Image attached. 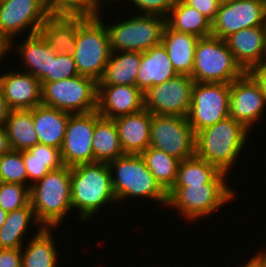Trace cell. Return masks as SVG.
<instances>
[{
  "mask_svg": "<svg viewBox=\"0 0 266 267\" xmlns=\"http://www.w3.org/2000/svg\"><path fill=\"white\" fill-rule=\"evenodd\" d=\"M70 181L72 210H79L81 222L92 220L104 205L117 202L107 163L93 162L70 167Z\"/></svg>",
  "mask_w": 266,
  "mask_h": 267,
  "instance_id": "obj_1",
  "label": "cell"
},
{
  "mask_svg": "<svg viewBox=\"0 0 266 267\" xmlns=\"http://www.w3.org/2000/svg\"><path fill=\"white\" fill-rule=\"evenodd\" d=\"M249 131L242 123L228 116L196 133L195 156L229 175L246 146Z\"/></svg>",
  "mask_w": 266,
  "mask_h": 267,
  "instance_id": "obj_2",
  "label": "cell"
},
{
  "mask_svg": "<svg viewBox=\"0 0 266 267\" xmlns=\"http://www.w3.org/2000/svg\"><path fill=\"white\" fill-rule=\"evenodd\" d=\"M30 204L43 228L60 227L72 211L70 167L49 171L30 186Z\"/></svg>",
  "mask_w": 266,
  "mask_h": 267,
  "instance_id": "obj_3",
  "label": "cell"
},
{
  "mask_svg": "<svg viewBox=\"0 0 266 267\" xmlns=\"http://www.w3.org/2000/svg\"><path fill=\"white\" fill-rule=\"evenodd\" d=\"M107 164L117 203L128 197H142L167 205L168 193L151 174L141 155L124 154Z\"/></svg>",
  "mask_w": 266,
  "mask_h": 267,
  "instance_id": "obj_4",
  "label": "cell"
},
{
  "mask_svg": "<svg viewBox=\"0 0 266 267\" xmlns=\"http://www.w3.org/2000/svg\"><path fill=\"white\" fill-rule=\"evenodd\" d=\"M245 73L225 40L212 35L199 38L191 74L194 82L230 84Z\"/></svg>",
  "mask_w": 266,
  "mask_h": 267,
  "instance_id": "obj_5",
  "label": "cell"
},
{
  "mask_svg": "<svg viewBox=\"0 0 266 267\" xmlns=\"http://www.w3.org/2000/svg\"><path fill=\"white\" fill-rule=\"evenodd\" d=\"M101 17V14L98 17H88L79 26L75 50L72 52L79 75L93 78L97 82L104 75L111 53L108 30L104 17Z\"/></svg>",
  "mask_w": 266,
  "mask_h": 267,
  "instance_id": "obj_6",
  "label": "cell"
},
{
  "mask_svg": "<svg viewBox=\"0 0 266 267\" xmlns=\"http://www.w3.org/2000/svg\"><path fill=\"white\" fill-rule=\"evenodd\" d=\"M235 194L229 184L173 186L168 192L166 207L175 208L189 222L196 221L235 200Z\"/></svg>",
  "mask_w": 266,
  "mask_h": 267,
  "instance_id": "obj_7",
  "label": "cell"
},
{
  "mask_svg": "<svg viewBox=\"0 0 266 267\" xmlns=\"http://www.w3.org/2000/svg\"><path fill=\"white\" fill-rule=\"evenodd\" d=\"M124 20L105 25L111 52H145L161 44L166 18L136 14Z\"/></svg>",
  "mask_w": 266,
  "mask_h": 267,
  "instance_id": "obj_8",
  "label": "cell"
},
{
  "mask_svg": "<svg viewBox=\"0 0 266 267\" xmlns=\"http://www.w3.org/2000/svg\"><path fill=\"white\" fill-rule=\"evenodd\" d=\"M42 104L70 114L97 110L98 82L86 76H73L54 82H41Z\"/></svg>",
  "mask_w": 266,
  "mask_h": 267,
  "instance_id": "obj_9",
  "label": "cell"
},
{
  "mask_svg": "<svg viewBox=\"0 0 266 267\" xmlns=\"http://www.w3.org/2000/svg\"><path fill=\"white\" fill-rule=\"evenodd\" d=\"M229 107L230 84L195 82L186 118L196 134L228 117Z\"/></svg>",
  "mask_w": 266,
  "mask_h": 267,
  "instance_id": "obj_10",
  "label": "cell"
},
{
  "mask_svg": "<svg viewBox=\"0 0 266 267\" xmlns=\"http://www.w3.org/2000/svg\"><path fill=\"white\" fill-rule=\"evenodd\" d=\"M196 134L186 117L152 114L150 146L178 160L195 156Z\"/></svg>",
  "mask_w": 266,
  "mask_h": 267,
  "instance_id": "obj_11",
  "label": "cell"
},
{
  "mask_svg": "<svg viewBox=\"0 0 266 267\" xmlns=\"http://www.w3.org/2000/svg\"><path fill=\"white\" fill-rule=\"evenodd\" d=\"M49 16L44 0H0V34L11 42L14 50L15 37L26 29L28 35L39 33Z\"/></svg>",
  "mask_w": 266,
  "mask_h": 267,
  "instance_id": "obj_12",
  "label": "cell"
},
{
  "mask_svg": "<svg viewBox=\"0 0 266 267\" xmlns=\"http://www.w3.org/2000/svg\"><path fill=\"white\" fill-rule=\"evenodd\" d=\"M194 80L188 75H177L144 93V108L151 114L187 117Z\"/></svg>",
  "mask_w": 266,
  "mask_h": 267,
  "instance_id": "obj_13",
  "label": "cell"
},
{
  "mask_svg": "<svg viewBox=\"0 0 266 267\" xmlns=\"http://www.w3.org/2000/svg\"><path fill=\"white\" fill-rule=\"evenodd\" d=\"M98 111L71 114L64 135L61 155L64 165L74 167L93 163V133Z\"/></svg>",
  "mask_w": 266,
  "mask_h": 267,
  "instance_id": "obj_14",
  "label": "cell"
},
{
  "mask_svg": "<svg viewBox=\"0 0 266 267\" xmlns=\"http://www.w3.org/2000/svg\"><path fill=\"white\" fill-rule=\"evenodd\" d=\"M266 25L264 0H235L220 4L211 35L225 40L237 31Z\"/></svg>",
  "mask_w": 266,
  "mask_h": 267,
  "instance_id": "obj_15",
  "label": "cell"
},
{
  "mask_svg": "<svg viewBox=\"0 0 266 267\" xmlns=\"http://www.w3.org/2000/svg\"><path fill=\"white\" fill-rule=\"evenodd\" d=\"M265 106L260 85L248 72L230 83L229 116L248 130H252L253 124L262 119Z\"/></svg>",
  "mask_w": 266,
  "mask_h": 267,
  "instance_id": "obj_16",
  "label": "cell"
},
{
  "mask_svg": "<svg viewBox=\"0 0 266 267\" xmlns=\"http://www.w3.org/2000/svg\"><path fill=\"white\" fill-rule=\"evenodd\" d=\"M0 87L11 110L32 109L42 104V84L21 70L1 74Z\"/></svg>",
  "mask_w": 266,
  "mask_h": 267,
  "instance_id": "obj_17",
  "label": "cell"
},
{
  "mask_svg": "<svg viewBox=\"0 0 266 267\" xmlns=\"http://www.w3.org/2000/svg\"><path fill=\"white\" fill-rule=\"evenodd\" d=\"M144 108V93L136 86H98L97 111L100 116L115 119Z\"/></svg>",
  "mask_w": 266,
  "mask_h": 267,
  "instance_id": "obj_18",
  "label": "cell"
},
{
  "mask_svg": "<svg viewBox=\"0 0 266 267\" xmlns=\"http://www.w3.org/2000/svg\"><path fill=\"white\" fill-rule=\"evenodd\" d=\"M225 41L245 72L266 62L265 25L241 29Z\"/></svg>",
  "mask_w": 266,
  "mask_h": 267,
  "instance_id": "obj_19",
  "label": "cell"
},
{
  "mask_svg": "<svg viewBox=\"0 0 266 267\" xmlns=\"http://www.w3.org/2000/svg\"><path fill=\"white\" fill-rule=\"evenodd\" d=\"M124 154L140 155L150 146L152 114L145 108L114 119Z\"/></svg>",
  "mask_w": 266,
  "mask_h": 267,
  "instance_id": "obj_20",
  "label": "cell"
},
{
  "mask_svg": "<svg viewBox=\"0 0 266 267\" xmlns=\"http://www.w3.org/2000/svg\"><path fill=\"white\" fill-rule=\"evenodd\" d=\"M15 47H17L15 51L19 52L20 61L25 67L21 71L30 73L40 82H51L52 58H55L57 53L47 44L40 33L26 35V39Z\"/></svg>",
  "mask_w": 266,
  "mask_h": 267,
  "instance_id": "obj_21",
  "label": "cell"
},
{
  "mask_svg": "<svg viewBox=\"0 0 266 267\" xmlns=\"http://www.w3.org/2000/svg\"><path fill=\"white\" fill-rule=\"evenodd\" d=\"M88 17L50 15L40 26L39 33L57 54L75 50L77 30Z\"/></svg>",
  "mask_w": 266,
  "mask_h": 267,
  "instance_id": "obj_22",
  "label": "cell"
},
{
  "mask_svg": "<svg viewBox=\"0 0 266 267\" xmlns=\"http://www.w3.org/2000/svg\"><path fill=\"white\" fill-rule=\"evenodd\" d=\"M177 75L162 44L141 52L136 87L143 93L154 85L162 84Z\"/></svg>",
  "mask_w": 266,
  "mask_h": 267,
  "instance_id": "obj_23",
  "label": "cell"
},
{
  "mask_svg": "<svg viewBox=\"0 0 266 267\" xmlns=\"http://www.w3.org/2000/svg\"><path fill=\"white\" fill-rule=\"evenodd\" d=\"M70 115L43 104L32 108L38 143L61 149Z\"/></svg>",
  "mask_w": 266,
  "mask_h": 267,
  "instance_id": "obj_24",
  "label": "cell"
},
{
  "mask_svg": "<svg viewBox=\"0 0 266 267\" xmlns=\"http://www.w3.org/2000/svg\"><path fill=\"white\" fill-rule=\"evenodd\" d=\"M198 40L199 37L175 31L166 24L161 44L166 49L169 60L178 75L191 76Z\"/></svg>",
  "mask_w": 266,
  "mask_h": 267,
  "instance_id": "obj_25",
  "label": "cell"
},
{
  "mask_svg": "<svg viewBox=\"0 0 266 267\" xmlns=\"http://www.w3.org/2000/svg\"><path fill=\"white\" fill-rule=\"evenodd\" d=\"M52 231L51 228L39 226L36 235L32 234L27 246L21 248L22 267H58V250Z\"/></svg>",
  "mask_w": 266,
  "mask_h": 267,
  "instance_id": "obj_26",
  "label": "cell"
},
{
  "mask_svg": "<svg viewBox=\"0 0 266 267\" xmlns=\"http://www.w3.org/2000/svg\"><path fill=\"white\" fill-rule=\"evenodd\" d=\"M141 61V52H111L105 72L98 86H136Z\"/></svg>",
  "mask_w": 266,
  "mask_h": 267,
  "instance_id": "obj_27",
  "label": "cell"
},
{
  "mask_svg": "<svg viewBox=\"0 0 266 267\" xmlns=\"http://www.w3.org/2000/svg\"><path fill=\"white\" fill-rule=\"evenodd\" d=\"M166 24L173 30L199 38L211 36L212 22L197 9L175 0L166 18Z\"/></svg>",
  "mask_w": 266,
  "mask_h": 267,
  "instance_id": "obj_28",
  "label": "cell"
},
{
  "mask_svg": "<svg viewBox=\"0 0 266 267\" xmlns=\"http://www.w3.org/2000/svg\"><path fill=\"white\" fill-rule=\"evenodd\" d=\"M22 158L27 172V182L33 185L42 179L49 171L59 169L64 165L61 149L44 144H36L22 151Z\"/></svg>",
  "mask_w": 266,
  "mask_h": 267,
  "instance_id": "obj_29",
  "label": "cell"
},
{
  "mask_svg": "<svg viewBox=\"0 0 266 267\" xmlns=\"http://www.w3.org/2000/svg\"><path fill=\"white\" fill-rule=\"evenodd\" d=\"M227 177L228 174L220 171L215 165L194 156L179 162L174 186L228 184Z\"/></svg>",
  "mask_w": 266,
  "mask_h": 267,
  "instance_id": "obj_30",
  "label": "cell"
},
{
  "mask_svg": "<svg viewBox=\"0 0 266 267\" xmlns=\"http://www.w3.org/2000/svg\"><path fill=\"white\" fill-rule=\"evenodd\" d=\"M124 155L114 119L100 116L93 133V162L108 163Z\"/></svg>",
  "mask_w": 266,
  "mask_h": 267,
  "instance_id": "obj_31",
  "label": "cell"
},
{
  "mask_svg": "<svg viewBox=\"0 0 266 267\" xmlns=\"http://www.w3.org/2000/svg\"><path fill=\"white\" fill-rule=\"evenodd\" d=\"M33 221H32V220ZM39 224L31 204L8 212L6 221L0 228V249L22 248L24 235L30 224Z\"/></svg>",
  "mask_w": 266,
  "mask_h": 267,
  "instance_id": "obj_32",
  "label": "cell"
},
{
  "mask_svg": "<svg viewBox=\"0 0 266 267\" xmlns=\"http://www.w3.org/2000/svg\"><path fill=\"white\" fill-rule=\"evenodd\" d=\"M4 125L11 150L23 151L38 144L32 109L11 110Z\"/></svg>",
  "mask_w": 266,
  "mask_h": 267,
  "instance_id": "obj_33",
  "label": "cell"
},
{
  "mask_svg": "<svg viewBox=\"0 0 266 267\" xmlns=\"http://www.w3.org/2000/svg\"><path fill=\"white\" fill-rule=\"evenodd\" d=\"M140 155L156 181L168 193L175 185L180 160L151 146Z\"/></svg>",
  "mask_w": 266,
  "mask_h": 267,
  "instance_id": "obj_34",
  "label": "cell"
},
{
  "mask_svg": "<svg viewBox=\"0 0 266 267\" xmlns=\"http://www.w3.org/2000/svg\"><path fill=\"white\" fill-rule=\"evenodd\" d=\"M0 182L18 183L30 187L27 183L22 151L10 150L0 156Z\"/></svg>",
  "mask_w": 266,
  "mask_h": 267,
  "instance_id": "obj_35",
  "label": "cell"
},
{
  "mask_svg": "<svg viewBox=\"0 0 266 267\" xmlns=\"http://www.w3.org/2000/svg\"><path fill=\"white\" fill-rule=\"evenodd\" d=\"M50 15L98 17L101 13L90 0H44Z\"/></svg>",
  "mask_w": 266,
  "mask_h": 267,
  "instance_id": "obj_36",
  "label": "cell"
},
{
  "mask_svg": "<svg viewBox=\"0 0 266 267\" xmlns=\"http://www.w3.org/2000/svg\"><path fill=\"white\" fill-rule=\"evenodd\" d=\"M30 204V187L18 183L0 182V207L7 212Z\"/></svg>",
  "mask_w": 266,
  "mask_h": 267,
  "instance_id": "obj_37",
  "label": "cell"
},
{
  "mask_svg": "<svg viewBox=\"0 0 266 267\" xmlns=\"http://www.w3.org/2000/svg\"><path fill=\"white\" fill-rule=\"evenodd\" d=\"M77 75H79V73L72 54H56L55 58H52L51 82L60 81Z\"/></svg>",
  "mask_w": 266,
  "mask_h": 267,
  "instance_id": "obj_38",
  "label": "cell"
},
{
  "mask_svg": "<svg viewBox=\"0 0 266 267\" xmlns=\"http://www.w3.org/2000/svg\"><path fill=\"white\" fill-rule=\"evenodd\" d=\"M175 0H129L132 2L135 9H138V14L155 15L167 18Z\"/></svg>",
  "mask_w": 266,
  "mask_h": 267,
  "instance_id": "obj_39",
  "label": "cell"
},
{
  "mask_svg": "<svg viewBox=\"0 0 266 267\" xmlns=\"http://www.w3.org/2000/svg\"><path fill=\"white\" fill-rule=\"evenodd\" d=\"M188 6L197 9L205 15L211 22L215 19L220 2L219 0H182Z\"/></svg>",
  "mask_w": 266,
  "mask_h": 267,
  "instance_id": "obj_40",
  "label": "cell"
},
{
  "mask_svg": "<svg viewBox=\"0 0 266 267\" xmlns=\"http://www.w3.org/2000/svg\"><path fill=\"white\" fill-rule=\"evenodd\" d=\"M0 267H22L21 248L0 249Z\"/></svg>",
  "mask_w": 266,
  "mask_h": 267,
  "instance_id": "obj_41",
  "label": "cell"
},
{
  "mask_svg": "<svg viewBox=\"0 0 266 267\" xmlns=\"http://www.w3.org/2000/svg\"><path fill=\"white\" fill-rule=\"evenodd\" d=\"M248 73L260 85L262 93L266 100V62L252 68Z\"/></svg>",
  "mask_w": 266,
  "mask_h": 267,
  "instance_id": "obj_42",
  "label": "cell"
},
{
  "mask_svg": "<svg viewBox=\"0 0 266 267\" xmlns=\"http://www.w3.org/2000/svg\"><path fill=\"white\" fill-rule=\"evenodd\" d=\"M11 109L9 108L7 101L3 96L2 89L0 87V125H4Z\"/></svg>",
  "mask_w": 266,
  "mask_h": 267,
  "instance_id": "obj_43",
  "label": "cell"
},
{
  "mask_svg": "<svg viewBox=\"0 0 266 267\" xmlns=\"http://www.w3.org/2000/svg\"><path fill=\"white\" fill-rule=\"evenodd\" d=\"M11 150L5 125H0V156Z\"/></svg>",
  "mask_w": 266,
  "mask_h": 267,
  "instance_id": "obj_44",
  "label": "cell"
},
{
  "mask_svg": "<svg viewBox=\"0 0 266 267\" xmlns=\"http://www.w3.org/2000/svg\"><path fill=\"white\" fill-rule=\"evenodd\" d=\"M11 50V42L2 34H0V64L1 59H4V56H6V54Z\"/></svg>",
  "mask_w": 266,
  "mask_h": 267,
  "instance_id": "obj_45",
  "label": "cell"
},
{
  "mask_svg": "<svg viewBox=\"0 0 266 267\" xmlns=\"http://www.w3.org/2000/svg\"><path fill=\"white\" fill-rule=\"evenodd\" d=\"M264 249L262 248L261 250L263 251L260 250L259 252L256 253V255H253L257 259V261L262 265V267H266V248L264 247Z\"/></svg>",
  "mask_w": 266,
  "mask_h": 267,
  "instance_id": "obj_46",
  "label": "cell"
},
{
  "mask_svg": "<svg viewBox=\"0 0 266 267\" xmlns=\"http://www.w3.org/2000/svg\"><path fill=\"white\" fill-rule=\"evenodd\" d=\"M242 267H262V265L253 256L249 261L247 260L246 264L242 265Z\"/></svg>",
  "mask_w": 266,
  "mask_h": 267,
  "instance_id": "obj_47",
  "label": "cell"
},
{
  "mask_svg": "<svg viewBox=\"0 0 266 267\" xmlns=\"http://www.w3.org/2000/svg\"><path fill=\"white\" fill-rule=\"evenodd\" d=\"M91 1V3L93 4V6L99 11V12H101V8L103 7L102 5H104V3L103 2H112V0H90ZM113 1H116V0H113ZM119 1V0H118ZM101 3H103V4H101Z\"/></svg>",
  "mask_w": 266,
  "mask_h": 267,
  "instance_id": "obj_48",
  "label": "cell"
},
{
  "mask_svg": "<svg viewBox=\"0 0 266 267\" xmlns=\"http://www.w3.org/2000/svg\"><path fill=\"white\" fill-rule=\"evenodd\" d=\"M7 214H8V212L7 211H4L0 207V228L2 227V225L4 224V222L6 221Z\"/></svg>",
  "mask_w": 266,
  "mask_h": 267,
  "instance_id": "obj_49",
  "label": "cell"
},
{
  "mask_svg": "<svg viewBox=\"0 0 266 267\" xmlns=\"http://www.w3.org/2000/svg\"><path fill=\"white\" fill-rule=\"evenodd\" d=\"M233 1H235V0H219L220 4L233 2Z\"/></svg>",
  "mask_w": 266,
  "mask_h": 267,
  "instance_id": "obj_50",
  "label": "cell"
},
{
  "mask_svg": "<svg viewBox=\"0 0 266 267\" xmlns=\"http://www.w3.org/2000/svg\"><path fill=\"white\" fill-rule=\"evenodd\" d=\"M264 6H265V20H266V0H264Z\"/></svg>",
  "mask_w": 266,
  "mask_h": 267,
  "instance_id": "obj_51",
  "label": "cell"
},
{
  "mask_svg": "<svg viewBox=\"0 0 266 267\" xmlns=\"http://www.w3.org/2000/svg\"><path fill=\"white\" fill-rule=\"evenodd\" d=\"M265 41H266V25H265Z\"/></svg>",
  "mask_w": 266,
  "mask_h": 267,
  "instance_id": "obj_52",
  "label": "cell"
}]
</instances>
